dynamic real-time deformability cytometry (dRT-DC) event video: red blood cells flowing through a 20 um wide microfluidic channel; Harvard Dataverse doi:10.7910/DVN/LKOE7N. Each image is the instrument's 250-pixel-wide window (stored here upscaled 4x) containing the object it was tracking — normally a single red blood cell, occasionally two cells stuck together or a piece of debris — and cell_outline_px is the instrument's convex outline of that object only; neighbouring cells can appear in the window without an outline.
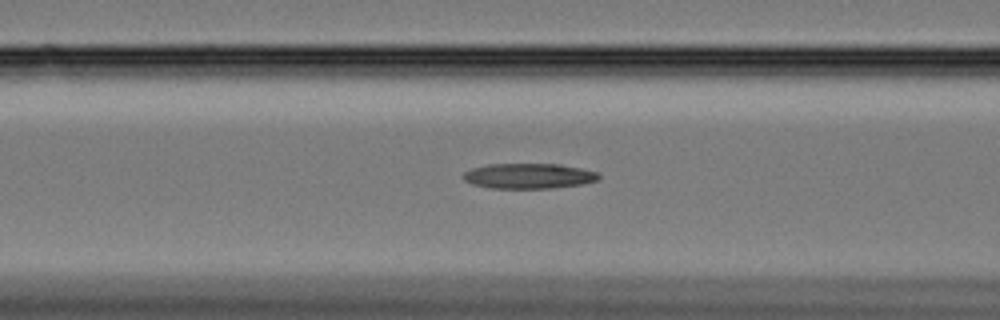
{"species": "Egyptian fruit bat (a non-hibernating species)", "species_latin": "Rousettus aegyptiacus", "temperature_condition": "cold", "stored_images_in_passage": 34, "camera_frame_rate_fps": 3000, "um_per_image_px": 0.085, "animal": {"sex": "female"}, "frame": {"image": 1, "passage_image": 10, "time_ms": 3.0, "image_size_px": [1000, 320], "cell_outline_px": [[600, 180], [580, 184], [552, 188], [488, 188], [472, 184], [464, 180], [460, 176], [464, 172], [472, 168], [488, 164], [560, 164], [580, 168], [596, 172], [600, 176]], "centroid_in_image_um": [44.9, 14.96], "position_along_channel_um": 121.7, "area_um2": 20.0}}
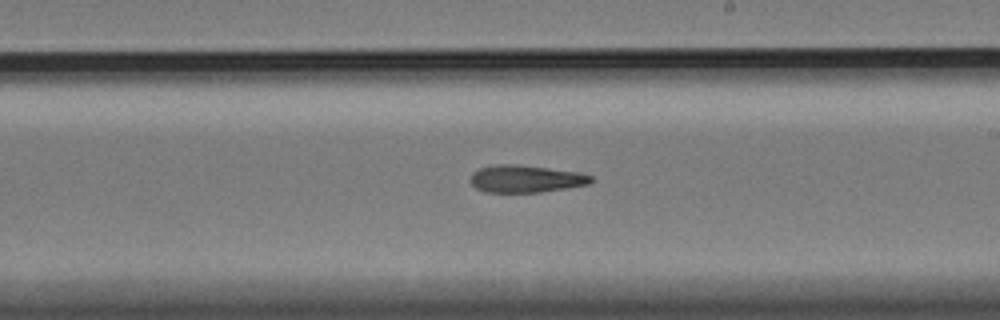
{"frame": {"image": 2, "passage_image": 21, "time_ms": 6.667, "image_size_px": [1000, 320], "cell_outline_px": [[592, 180], [588, 184], [540, 192], [484, 192], [476, 188], [472, 184], [472, 172], [480, 168], [496, 164], [516, 164], [580, 172], [592, 176]], "centroid_in_image_um": [44.67, 15.19], "position_along_channel_um": 244.3, "area_um2": 19.02}}
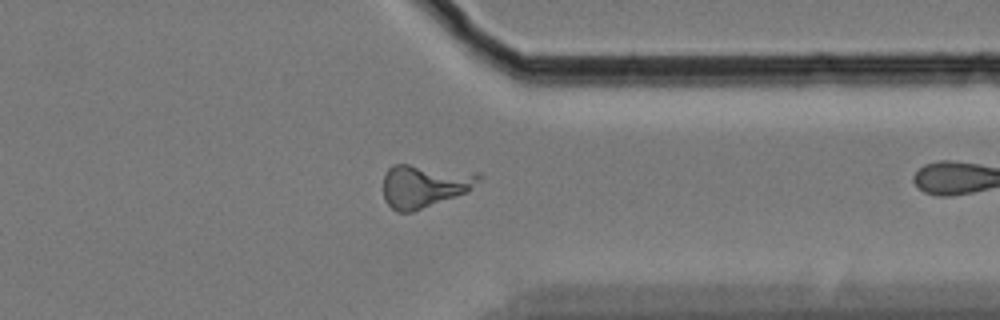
{"frame": {"image": 3, "passage_image": 33, "time_ms": 10.667, "image_size_px": [1000, 320], "cell_outline_px": [[484, 176], [468, 192], [412, 212], [396, 212], [384, 200], [384, 176], [388, 168], [392, 164], [408, 164], [480, 172]], "centroid_in_image_um": [36.11, 15.78], "position_along_channel_um": 375.3, "area_um2": 24.22}}